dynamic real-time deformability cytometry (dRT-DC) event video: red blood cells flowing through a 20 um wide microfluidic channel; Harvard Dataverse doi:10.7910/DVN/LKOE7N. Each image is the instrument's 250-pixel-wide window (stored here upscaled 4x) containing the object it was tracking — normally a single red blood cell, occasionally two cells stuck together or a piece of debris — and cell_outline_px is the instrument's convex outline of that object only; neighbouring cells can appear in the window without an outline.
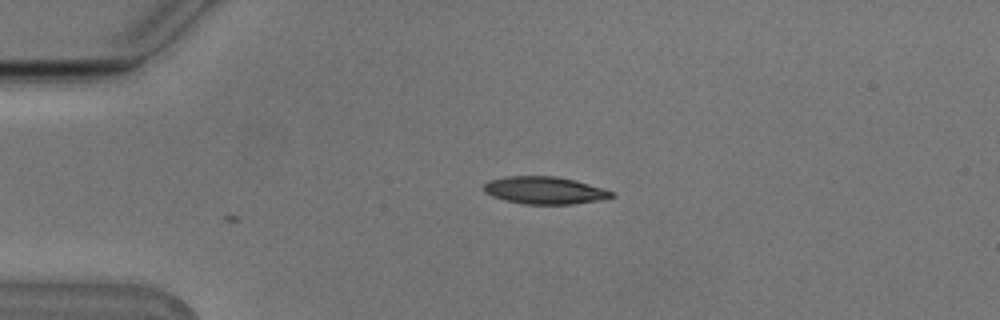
{"species": "Egyptian fruit bat (a non-hibernating species)", "species_latin": "Rousettus aegyptiacus", "temperature_condition": "cold", "stored_images_in_passage": 2, "camera_frame_rate_fps": 3000, "um_per_image_px": 0.085, "animal": {"sex": "male"}, "frame": {"image": 1, "passage_image": 1, "time_ms": 0.0, "image_size_px": [1000, 320], "cell_outline_px": [[612, 196], [596, 200], [572, 204], [524, 204], [504, 200], [492, 196], [484, 192], [484, 184], [488, 180], [508, 176], [556, 176], [604, 188], [612, 192]], "centroid_in_image_um": [46.21, 16.17], "position_along_channel_um": 38.8, "area_um2": 20.11}}